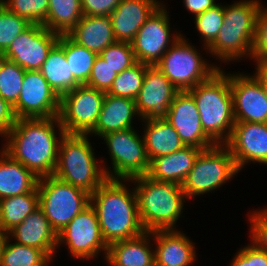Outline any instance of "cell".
I'll return each mask as SVG.
<instances>
[{
	"label": "cell",
	"mask_w": 267,
	"mask_h": 266,
	"mask_svg": "<svg viewBox=\"0 0 267 266\" xmlns=\"http://www.w3.org/2000/svg\"><path fill=\"white\" fill-rule=\"evenodd\" d=\"M65 134L58 116L19 118L3 137L6 142L1 149L37 178L47 177L54 174L60 142Z\"/></svg>",
	"instance_id": "1"
},
{
	"label": "cell",
	"mask_w": 267,
	"mask_h": 266,
	"mask_svg": "<svg viewBox=\"0 0 267 266\" xmlns=\"http://www.w3.org/2000/svg\"><path fill=\"white\" fill-rule=\"evenodd\" d=\"M126 181L107 178L90 195V204L96 211L102 236L108 246L145 232L139 217L134 186L130 189Z\"/></svg>",
	"instance_id": "2"
},
{
	"label": "cell",
	"mask_w": 267,
	"mask_h": 266,
	"mask_svg": "<svg viewBox=\"0 0 267 266\" xmlns=\"http://www.w3.org/2000/svg\"><path fill=\"white\" fill-rule=\"evenodd\" d=\"M127 182L134 183L139 217L145 231L176 229L187 200L181 185L156 181L147 175Z\"/></svg>",
	"instance_id": "3"
},
{
	"label": "cell",
	"mask_w": 267,
	"mask_h": 266,
	"mask_svg": "<svg viewBox=\"0 0 267 266\" xmlns=\"http://www.w3.org/2000/svg\"><path fill=\"white\" fill-rule=\"evenodd\" d=\"M221 69L188 90L194 97L202 128L215 144H226L235 124L230 73Z\"/></svg>",
	"instance_id": "4"
},
{
	"label": "cell",
	"mask_w": 267,
	"mask_h": 266,
	"mask_svg": "<svg viewBox=\"0 0 267 266\" xmlns=\"http://www.w3.org/2000/svg\"><path fill=\"white\" fill-rule=\"evenodd\" d=\"M261 5L259 0H241L224 6V23L205 52L223 63L251 57Z\"/></svg>",
	"instance_id": "5"
},
{
	"label": "cell",
	"mask_w": 267,
	"mask_h": 266,
	"mask_svg": "<svg viewBox=\"0 0 267 266\" xmlns=\"http://www.w3.org/2000/svg\"><path fill=\"white\" fill-rule=\"evenodd\" d=\"M89 135L65 134L60 142L54 176L90 195L107 179Z\"/></svg>",
	"instance_id": "6"
},
{
	"label": "cell",
	"mask_w": 267,
	"mask_h": 266,
	"mask_svg": "<svg viewBox=\"0 0 267 266\" xmlns=\"http://www.w3.org/2000/svg\"><path fill=\"white\" fill-rule=\"evenodd\" d=\"M186 36L177 39L155 65L177 88L186 91L208 80L221 68L208 63ZM201 54V55H200Z\"/></svg>",
	"instance_id": "7"
},
{
	"label": "cell",
	"mask_w": 267,
	"mask_h": 266,
	"mask_svg": "<svg viewBox=\"0 0 267 266\" xmlns=\"http://www.w3.org/2000/svg\"><path fill=\"white\" fill-rule=\"evenodd\" d=\"M239 172L229 148L216 144L200 152L181 187L187 199H194L220 188Z\"/></svg>",
	"instance_id": "8"
},
{
	"label": "cell",
	"mask_w": 267,
	"mask_h": 266,
	"mask_svg": "<svg viewBox=\"0 0 267 266\" xmlns=\"http://www.w3.org/2000/svg\"><path fill=\"white\" fill-rule=\"evenodd\" d=\"M39 207L59 234L64 227L90 204V194L54 175L38 179Z\"/></svg>",
	"instance_id": "9"
},
{
	"label": "cell",
	"mask_w": 267,
	"mask_h": 266,
	"mask_svg": "<svg viewBox=\"0 0 267 266\" xmlns=\"http://www.w3.org/2000/svg\"><path fill=\"white\" fill-rule=\"evenodd\" d=\"M142 137V138H141ZM111 158L112 170L102 165L108 179L130 180L147 175L150 161L143 136L134 128L108 133L102 137Z\"/></svg>",
	"instance_id": "10"
},
{
	"label": "cell",
	"mask_w": 267,
	"mask_h": 266,
	"mask_svg": "<svg viewBox=\"0 0 267 266\" xmlns=\"http://www.w3.org/2000/svg\"><path fill=\"white\" fill-rule=\"evenodd\" d=\"M105 94L85 84L63 94L58 117L65 133L88 135L97 123Z\"/></svg>",
	"instance_id": "11"
},
{
	"label": "cell",
	"mask_w": 267,
	"mask_h": 266,
	"mask_svg": "<svg viewBox=\"0 0 267 266\" xmlns=\"http://www.w3.org/2000/svg\"><path fill=\"white\" fill-rule=\"evenodd\" d=\"M62 243H65L70 254L76 259L93 260L99 257L101 251L106 259L108 245L102 236L96 211L91 204L57 234L58 246Z\"/></svg>",
	"instance_id": "12"
},
{
	"label": "cell",
	"mask_w": 267,
	"mask_h": 266,
	"mask_svg": "<svg viewBox=\"0 0 267 266\" xmlns=\"http://www.w3.org/2000/svg\"><path fill=\"white\" fill-rule=\"evenodd\" d=\"M161 4L138 30L132 44L136 61L149 66L156 65L182 35L171 34L169 11ZM175 34V35H174Z\"/></svg>",
	"instance_id": "13"
},
{
	"label": "cell",
	"mask_w": 267,
	"mask_h": 266,
	"mask_svg": "<svg viewBox=\"0 0 267 266\" xmlns=\"http://www.w3.org/2000/svg\"><path fill=\"white\" fill-rule=\"evenodd\" d=\"M60 96L37 71H26L13 109L19 118H52L59 115Z\"/></svg>",
	"instance_id": "14"
},
{
	"label": "cell",
	"mask_w": 267,
	"mask_h": 266,
	"mask_svg": "<svg viewBox=\"0 0 267 266\" xmlns=\"http://www.w3.org/2000/svg\"><path fill=\"white\" fill-rule=\"evenodd\" d=\"M59 36L41 24H31L13 40L1 56L15 62L26 71H37L58 42Z\"/></svg>",
	"instance_id": "15"
},
{
	"label": "cell",
	"mask_w": 267,
	"mask_h": 266,
	"mask_svg": "<svg viewBox=\"0 0 267 266\" xmlns=\"http://www.w3.org/2000/svg\"><path fill=\"white\" fill-rule=\"evenodd\" d=\"M177 92V88L155 65H148L143 85L135 99L140 119H166Z\"/></svg>",
	"instance_id": "16"
},
{
	"label": "cell",
	"mask_w": 267,
	"mask_h": 266,
	"mask_svg": "<svg viewBox=\"0 0 267 266\" xmlns=\"http://www.w3.org/2000/svg\"><path fill=\"white\" fill-rule=\"evenodd\" d=\"M235 122L267 123V97L259 80L247 73H230Z\"/></svg>",
	"instance_id": "17"
},
{
	"label": "cell",
	"mask_w": 267,
	"mask_h": 266,
	"mask_svg": "<svg viewBox=\"0 0 267 266\" xmlns=\"http://www.w3.org/2000/svg\"><path fill=\"white\" fill-rule=\"evenodd\" d=\"M166 120L177 131L185 146L208 149L216 145L204 132L193 95L178 91L169 107Z\"/></svg>",
	"instance_id": "18"
},
{
	"label": "cell",
	"mask_w": 267,
	"mask_h": 266,
	"mask_svg": "<svg viewBox=\"0 0 267 266\" xmlns=\"http://www.w3.org/2000/svg\"><path fill=\"white\" fill-rule=\"evenodd\" d=\"M225 145L239 171L251 161L267 166V123L235 122Z\"/></svg>",
	"instance_id": "19"
},
{
	"label": "cell",
	"mask_w": 267,
	"mask_h": 266,
	"mask_svg": "<svg viewBox=\"0 0 267 266\" xmlns=\"http://www.w3.org/2000/svg\"><path fill=\"white\" fill-rule=\"evenodd\" d=\"M161 4L159 0H121L109 16L116 41L132 43L138 30Z\"/></svg>",
	"instance_id": "20"
},
{
	"label": "cell",
	"mask_w": 267,
	"mask_h": 266,
	"mask_svg": "<svg viewBox=\"0 0 267 266\" xmlns=\"http://www.w3.org/2000/svg\"><path fill=\"white\" fill-rule=\"evenodd\" d=\"M153 237L155 266H190L195 263V243L181 230H155Z\"/></svg>",
	"instance_id": "21"
},
{
	"label": "cell",
	"mask_w": 267,
	"mask_h": 266,
	"mask_svg": "<svg viewBox=\"0 0 267 266\" xmlns=\"http://www.w3.org/2000/svg\"><path fill=\"white\" fill-rule=\"evenodd\" d=\"M7 236L15 243L43 250L51 259L57 250V233L51 228L43 210L38 207L14 227Z\"/></svg>",
	"instance_id": "22"
},
{
	"label": "cell",
	"mask_w": 267,
	"mask_h": 266,
	"mask_svg": "<svg viewBox=\"0 0 267 266\" xmlns=\"http://www.w3.org/2000/svg\"><path fill=\"white\" fill-rule=\"evenodd\" d=\"M136 117L140 116L135 100L106 93L97 123L89 136L92 134L102 138L111 132L134 128L132 125Z\"/></svg>",
	"instance_id": "23"
},
{
	"label": "cell",
	"mask_w": 267,
	"mask_h": 266,
	"mask_svg": "<svg viewBox=\"0 0 267 266\" xmlns=\"http://www.w3.org/2000/svg\"><path fill=\"white\" fill-rule=\"evenodd\" d=\"M150 239H153V231L114 242L108 246L105 260L110 266H155L154 244Z\"/></svg>",
	"instance_id": "24"
},
{
	"label": "cell",
	"mask_w": 267,
	"mask_h": 266,
	"mask_svg": "<svg viewBox=\"0 0 267 266\" xmlns=\"http://www.w3.org/2000/svg\"><path fill=\"white\" fill-rule=\"evenodd\" d=\"M202 150L184 146L172 154L156 157L150 161L147 176L156 181L181 185Z\"/></svg>",
	"instance_id": "25"
},
{
	"label": "cell",
	"mask_w": 267,
	"mask_h": 266,
	"mask_svg": "<svg viewBox=\"0 0 267 266\" xmlns=\"http://www.w3.org/2000/svg\"><path fill=\"white\" fill-rule=\"evenodd\" d=\"M67 35L77 44L98 55L109 45L117 42L109 16L83 15Z\"/></svg>",
	"instance_id": "26"
},
{
	"label": "cell",
	"mask_w": 267,
	"mask_h": 266,
	"mask_svg": "<svg viewBox=\"0 0 267 266\" xmlns=\"http://www.w3.org/2000/svg\"><path fill=\"white\" fill-rule=\"evenodd\" d=\"M142 121L145 124L142 136L149 161L177 152L185 146L177 131L166 119Z\"/></svg>",
	"instance_id": "27"
},
{
	"label": "cell",
	"mask_w": 267,
	"mask_h": 266,
	"mask_svg": "<svg viewBox=\"0 0 267 266\" xmlns=\"http://www.w3.org/2000/svg\"><path fill=\"white\" fill-rule=\"evenodd\" d=\"M38 179L20 162L0 150V200L32 192Z\"/></svg>",
	"instance_id": "28"
},
{
	"label": "cell",
	"mask_w": 267,
	"mask_h": 266,
	"mask_svg": "<svg viewBox=\"0 0 267 266\" xmlns=\"http://www.w3.org/2000/svg\"><path fill=\"white\" fill-rule=\"evenodd\" d=\"M39 72L49 85L61 97L63 94L81 85L70 71L63 48L56 43L49 51Z\"/></svg>",
	"instance_id": "29"
},
{
	"label": "cell",
	"mask_w": 267,
	"mask_h": 266,
	"mask_svg": "<svg viewBox=\"0 0 267 266\" xmlns=\"http://www.w3.org/2000/svg\"><path fill=\"white\" fill-rule=\"evenodd\" d=\"M39 207L37 187L30 193L0 200V232L7 235Z\"/></svg>",
	"instance_id": "30"
},
{
	"label": "cell",
	"mask_w": 267,
	"mask_h": 266,
	"mask_svg": "<svg viewBox=\"0 0 267 266\" xmlns=\"http://www.w3.org/2000/svg\"><path fill=\"white\" fill-rule=\"evenodd\" d=\"M82 16L81 0H49L43 26L58 35H67Z\"/></svg>",
	"instance_id": "31"
},
{
	"label": "cell",
	"mask_w": 267,
	"mask_h": 266,
	"mask_svg": "<svg viewBox=\"0 0 267 266\" xmlns=\"http://www.w3.org/2000/svg\"><path fill=\"white\" fill-rule=\"evenodd\" d=\"M57 43L64 50L73 77L81 85L86 84L98 54L77 44L68 35H60Z\"/></svg>",
	"instance_id": "32"
},
{
	"label": "cell",
	"mask_w": 267,
	"mask_h": 266,
	"mask_svg": "<svg viewBox=\"0 0 267 266\" xmlns=\"http://www.w3.org/2000/svg\"><path fill=\"white\" fill-rule=\"evenodd\" d=\"M10 240L5 235L1 246L0 266H49L53 261L43 250L11 243Z\"/></svg>",
	"instance_id": "33"
},
{
	"label": "cell",
	"mask_w": 267,
	"mask_h": 266,
	"mask_svg": "<svg viewBox=\"0 0 267 266\" xmlns=\"http://www.w3.org/2000/svg\"><path fill=\"white\" fill-rule=\"evenodd\" d=\"M147 66L137 61L133 66L123 70L116 76L106 93L135 100L143 85Z\"/></svg>",
	"instance_id": "34"
},
{
	"label": "cell",
	"mask_w": 267,
	"mask_h": 266,
	"mask_svg": "<svg viewBox=\"0 0 267 266\" xmlns=\"http://www.w3.org/2000/svg\"><path fill=\"white\" fill-rule=\"evenodd\" d=\"M26 70L0 56V96L12 106L17 102Z\"/></svg>",
	"instance_id": "35"
},
{
	"label": "cell",
	"mask_w": 267,
	"mask_h": 266,
	"mask_svg": "<svg viewBox=\"0 0 267 266\" xmlns=\"http://www.w3.org/2000/svg\"><path fill=\"white\" fill-rule=\"evenodd\" d=\"M195 28L201 35L205 50L215 41L219 30L224 23V5L217 3L213 8H210L194 17Z\"/></svg>",
	"instance_id": "36"
},
{
	"label": "cell",
	"mask_w": 267,
	"mask_h": 266,
	"mask_svg": "<svg viewBox=\"0 0 267 266\" xmlns=\"http://www.w3.org/2000/svg\"><path fill=\"white\" fill-rule=\"evenodd\" d=\"M3 4L8 11L32 24L43 25L47 18L49 0H3Z\"/></svg>",
	"instance_id": "37"
},
{
	"label": "cell",
	"mask_w": 267,
	"mask_h": 266,
	"mask_svg": "<svg viewBox=\"0 0 267 266\" xmlns=\"http://www.w3.org/2000/svg\"><path fill=\"white\" fill-rule=\"evenodd\" d=\"M31 24L26 18L11 13L5 7L0 9V56Z\"/></svg>",
	"instance_id": "38"
},
{
	"label": "cell",
	"mask_w": 267,
	"mask_h": 266,
	"mask_svg": "<svg viewBox=\"0 0 267 266\" xmlns=\"http://www.w3.org/2000/svg\"><path fill=\"white\" fill-rule=\"evenodd\" d=\"M99 56L118 74L137 62L132 44L127 42H115L104 49Z\"/></svg>",
	"instance_id": "39"
},
{
	"label": "cell",
	"mask_w": 267,
	"mask_h": 266,
	"mask_svg": "<svg viewBox=\"0 0 267 266\" xmlns=\"http://www.w3.org/2000/svg\"><path fill=\"white\" fill-rule=\"evenodd\" d=\"M255 65L267 64V7L261 5L256 18L255 39L251 57Z\"/></svg>",
	"instance_id": "40"
},
{
	"label": "cell",
	"mask_w": 267,
	"mask_h": 266,
	"mask_svg": "<svg viewBox=\"0 0 267 266\" xmlns=\"http://www.w3.org/2000/svg\"><path fill=\"white\" fill-rule=\"evenodd\" d=\"M118 73L98 55L94 61L90 77L85 85L97 90L107 92Z\"/></svg>",
	"instance_id": "41"
},
{
	"label": "cell",
	"mask_w": 267,
	"mask_h": 266,
	"mask_svg": "<svg viewBox=\"0 0 267 266\" xmlns=\"http://www.w3.org/2000/svg\"><path fill=\"white\" fill-rule=\"evenodd\" d=\"M248 218L251 225V242L267 252V208L253 211Z\"/></svg>",
	"instance_id": "42"
},
{
	"label": "cell",
	"mask_w": 267,
	"mask_h": 266,
	"mask_svg": "<svg viewBox=\"0 0 267 266\" xmlns=\"http://www.w3.org/2000/svg\"><path fill=\"white\" fill-rule=\"evenodd\" d=\"M230 266H267V252L252 242L237 251Z\"/></svg>",
	"instance_id": "43"
},
{
	"label": "cell",
	"mask_w": 267,
	"mask_h": 266,
	"mask_svg": "<svg viewBox=\"0 0 267 266\" xmlns=\"http://www.w3.org/2000/svg\"><path fill=\"white\" fill-rule=\"evenodd\" d=\"M121 0H81L83 15L110 16Z\"/></svg>",
	"instance_id": "44"
},
{
	"label": "cell",
	"mask_w": 267,
	"mask_h": 266,
	"mask_svg": "<svg viewBox=\"0 0 267 266\" xmlns=\"http://www.w3.org/2000/svg\"><path fill=\"white\" fill-rule=\"evenodd\" d=\"M17 121L13 106L0 96V136L4 137Z\"/></svg>",
	"instance_id": "45"
},
{
	"label": "cell",
	"mask_w": 267,
	"mask_h": 266,
	"mask_svg": "<svg viewBox=\"0 0 267 266\" xmlns=\"http://www.w3.org/2000/svg\"><path fill=\"white\" fill-rule=\"evenodd\" d=\"M183 4L194 17L217 5L215 0H183Z\"/></svg>",
	"instance_id": "46"
},
{
	"label": "cell",
	"mask_w": 267,
	"mask_h": 266,
	"mask_svg": "<svg viewBox=\"0 0 267 266\" xmlns=\"http://www.w3.org/2000/svg\"><path fill=\"white\" fill-rule=\"evenodd\" d=\"M255 67L256 71L253 75L259 80L267 97V64L257 65Z\"/></svg>",
	"instance_id": "47"
},
{
	"label": "cell",
	"mask_w": 267,
	"mask_h": 266,
	"mask_svg": "<svg viewBox=\"0 0 267 266\" xmlns=\"http://www.w3.org/2000/svg\"><path fill=\"white\" fill-rule=\"evenodd\" d=\"M5 238V234L0 232V261H1V246H2V242Z\"/></svg>",
	"instance_id": "48"
},
{
	"label": "cell",
	"mask_w": 267,
	"mask_h": 266,
	"mask_svg": "<svg viewBox=\"0 0 267 266\" xmlns=\"http://www.w3.org/2000/svg\"><path fill=\"white\" fill-rule=\"evenodd\" d=\"M4 7L3 0H0V9Z\"/></svg>",
	"instance_id": "49"
}]
</instances>
